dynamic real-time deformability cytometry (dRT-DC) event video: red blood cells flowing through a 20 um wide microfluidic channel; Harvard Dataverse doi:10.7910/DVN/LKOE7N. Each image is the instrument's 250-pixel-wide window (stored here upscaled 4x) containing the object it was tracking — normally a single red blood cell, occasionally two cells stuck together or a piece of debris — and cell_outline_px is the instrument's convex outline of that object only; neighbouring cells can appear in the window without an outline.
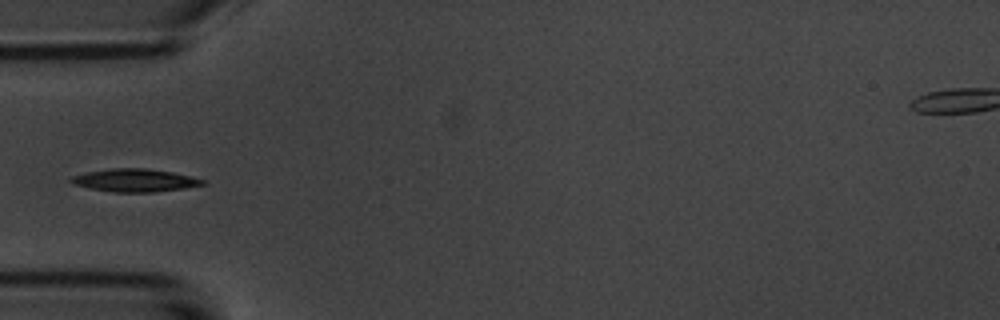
{"species": "common noctule bat (a hibernating species)", "species_latin": "Nyctalus noctula", "temperature_condition": "room temperature", "stored_images_in_passage": 4, "camera_frame_rate_fps": 3000, "um_per_image_px": 0.085, "animal": {"sex": "male", "body_mass_g": 20.1, "forearm_length_mm": 53.5}, "frame": {"image": 1, "passage_image": 4, "time_ms": 4.333, "image_size_px": [1000, 320], "cell_outline_px": [[204, 184], [180, 188], [152, 192], [112, 192], [72, 184], [68, 180], [72, 176], [88, 172], [112, 168], [144, 168], [172, 172], [204, 180]], "centroid_in_image_um": [11.38, 15.32], "position_along_channel_um": 73.6, "area_um2": 17.11}}